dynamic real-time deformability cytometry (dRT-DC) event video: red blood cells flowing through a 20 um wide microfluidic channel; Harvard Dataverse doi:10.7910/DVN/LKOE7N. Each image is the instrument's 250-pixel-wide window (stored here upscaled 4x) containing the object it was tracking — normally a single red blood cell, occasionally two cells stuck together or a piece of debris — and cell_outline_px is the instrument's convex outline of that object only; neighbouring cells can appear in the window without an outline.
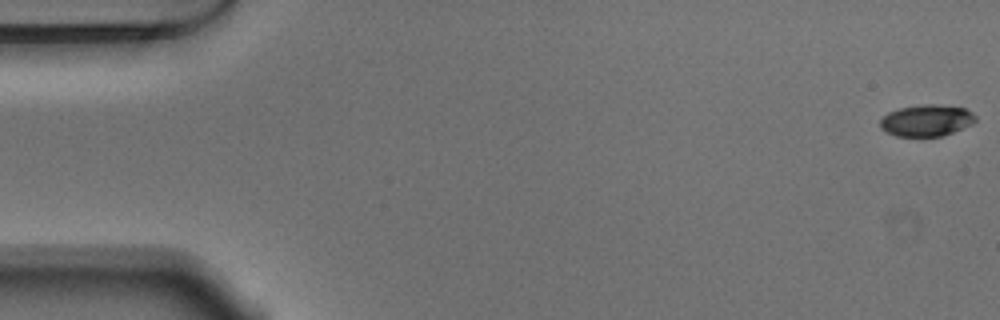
{"species": "Egyptian fruit bat (a non-hibernating species)", "species_latin": "Rousettus aegyptiacus", "temperature_condition": "warm", "stored_images_in_passage": 54, "camera_frame_rate_fps": 3000, "um_per_image_px": 0.085, "animal": {"sex": "male"}, "frame": {"image": 1, "passage_image": 1, "time_ms": 0.0, "image_size_px": [1000, 320], "cell_outline_px": [[976, 120], [972, 124], [944, 136], [896, 136], [880, 128], [880, 120], [888, 112], [900, 108], [924, 104], [936, 104], [964, 108], [972, 112], [976, 116]], "centroid_in_image_um": [78.77, 10.24], "position_along_channel_um": 6.2, "area_um2": 17.51}}
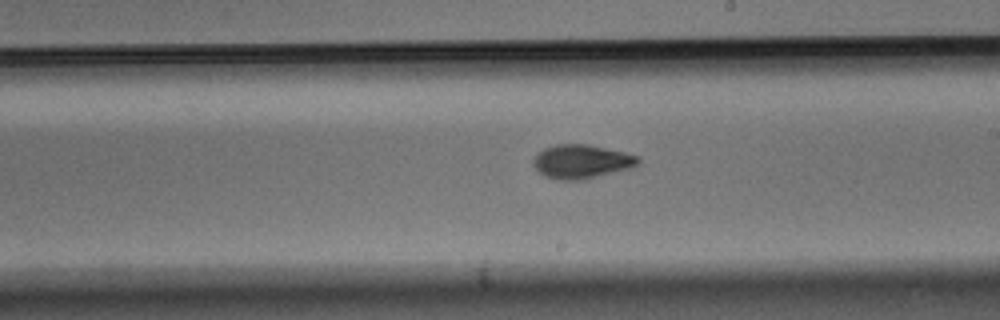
{"frame": {"image": 2, "passage_image": 31, "time_ms": 10.0, "image_size_px": [1000, 320], "cell_outline_px": [[640, 160], [632, 168], [584, 180], [560, 180], [544, 176], [532, 164], [532, 160], [544, 148], [556, 144], [588, 144], [624, 152], [640, 156]], "centroid_in_image_um": [49.44, 13.74], "position_along_channel_um": 239.6, "area_um2": 20.75}}
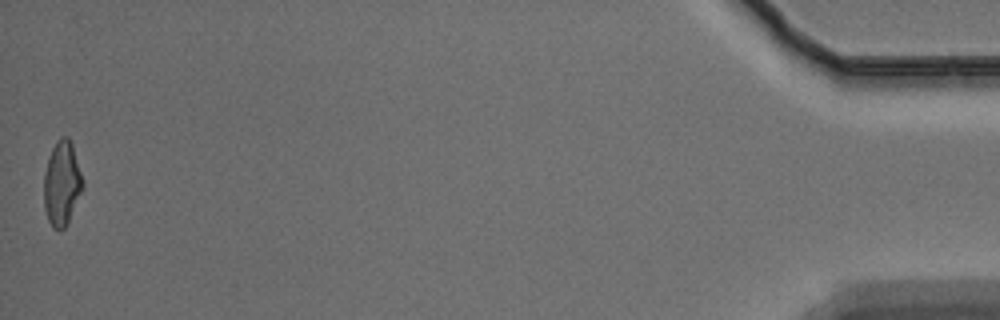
{"frame": {"image": 3, "passage_image": 54, "time_ms": 17.667, "image_size_px": [1000, 320], "cell_outline_px": [[84, 188], [64, 228], [60, 232], [52, 228], [48, 220], [44, 208], [44, 172], [52, 148], [56, 140], [60, 136], [68, 136], [72, 144], [84, 184]], "centroid_in_image_um": [5.25, 15.59], "position_along_channel_um": 429.9, "area_um2": 19.13}, "authors_computed_cell_mechanics": {"area_um2": 19.1896, "velocity_mm_per_s": 3.7433, "shape_relaxation_time_tau1_ms": 4.108, "shape_relaxation_time_tau2_ms": 3.3016, "deformation_change_tau1": 0.1654, "deformation_change_tau2": 0.0826}}